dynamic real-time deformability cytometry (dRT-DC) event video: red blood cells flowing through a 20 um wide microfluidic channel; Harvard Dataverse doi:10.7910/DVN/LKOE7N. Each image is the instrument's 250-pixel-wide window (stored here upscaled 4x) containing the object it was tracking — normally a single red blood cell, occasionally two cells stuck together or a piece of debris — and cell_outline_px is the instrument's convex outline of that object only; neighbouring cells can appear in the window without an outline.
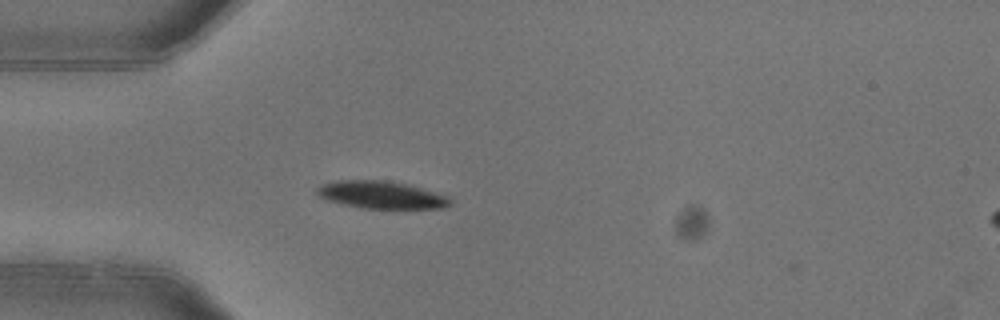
{"species": "common noctule bat (a hibernating species)", "species_latin": "Nyctalus noctula", "temperature_condition": "warm", "stored_images_in_passage": 2, "camera_frame_rate_fps": 3000, "um_per_image_px": 0.085, "animal": {"sex": "female"}, "frame": {"image": 1, "passage_image": 2, "time_ms": 0.333, "image_size_px": [1000, 320], "cell_outline_px": [[452, 204], [444, 208], [360, 208], [328, 200], [320, 196], [316, 192], [316, 188], [324, 184], [336, 180], [384, 180], [408, 184], [448, 196], [452, 200]], "centroid_in_image_um": [32.44, 16.56], "position_along_channel_um": 52.6, "area_um2": 21.21}}